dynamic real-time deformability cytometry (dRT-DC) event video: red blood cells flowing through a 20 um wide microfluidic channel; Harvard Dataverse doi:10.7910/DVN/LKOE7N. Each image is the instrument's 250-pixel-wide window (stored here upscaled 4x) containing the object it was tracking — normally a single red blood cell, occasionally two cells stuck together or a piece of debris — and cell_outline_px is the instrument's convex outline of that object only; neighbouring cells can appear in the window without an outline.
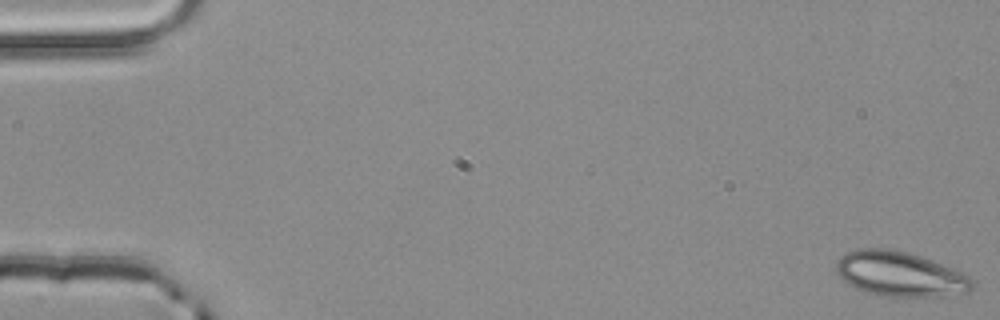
{"species": "common noctule bat (a hibernating species)", "species_latin": "Nyctalus noctula", "temperature_condition": "room temperature", "stored_images_in_passage": 4, "camera_frame_rate_fps": 3000, "um_per_image_px": 0.085, "animal": {"sex": "male", "body_mass_g": 20.4}, "frame": {"image": 1, "passage_image": 1, "time_ms": 0.0, "image_size_px": [1000, 320], "cell_outline_px": [[972, 288], [968, 292], [936, 296], [880, 296], [856, 288], [848, 284], [836, 272], [836, 260], [844, 252], [856, 248], [888, 248], [908, 252], [932, 260], [952, 268], [968, 276], [972, 280]], "centroid_in_image_um": [76.44, 23.27], "position_along_channel_um": 8.6, "area_um2": 35.43}}